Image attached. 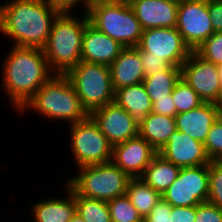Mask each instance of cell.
I'll return each mask as SVG.
<instances>
[{
  "label": "cell",
  "instance_id": "1",
  "mask_svg": "<svg viewBox=\"0 0 222 222\" xmlns=\"http://www.w3.org/2000/svg\"><path fill=\"white\" fill-rule=\"evenodd\" d=\"M59 13L48 0L6 1L0 4V32L12 46L44 49Z\"/></svg>",
  "mask_w": 222,
  "mask_h": 222
},
{
  "label": "cell",
  "instance_id": "2",
  "mask_svg": "<svg viewBox=\"0 0 222 222\" xmlns=\"http://www.w3.org/2000/svg\"><path fill=\"white\" fill-rule=\"evenodd\" d=\"M2 61V85L18 112L53 76L44 50L11 46Z\"/></svg>",
  "mask_w": 222,
  "mask_h": 222
},
{
  "label": "cell",
  "instance_id": "3",
  "mask_svg": "<svg viewBox=\"0 0 222 222\" xmlns=\"http://www.w3.org/2000/svg\"><path fill=\"white\" fill-rule=\"evenodd\" d=\"M82 19L60 12L55 18L46 46L45 58L54 74L65 75L81 61L83 35L89 23L86 13Z\"/></svg>",
  "mask_w": 222,
  "mask_h": 222
},
{
  "label": "cell",
  "instance_id": "4",
  "mask_svg": "<svg viewBox=\"0 0 222 222\" xmlns=\"http://www.w3.org/2000/svg\"><path fill=\"white\" fill-rule=\"evenodd\" d=\"M28 109L37 111L44 118L67 121L70 125L89 116L70 80L60 74L53 75L18 112L24 113Z\"/></svg>",
  "mask_w": 222,
  "mask_h": 222
},
{
  "label": "cell",
  "instance_id": "5",
  "mask_svg": "<svg viewBox=\"0 0 222 222\" xmlns=\"http://www.w3.org/2000/svg\"><path fill=\"white\" fill-rule=\"evenodd\" d=\"M86 14L92 26L123 47L139 45L143 29L128 2L119 0L95 3Z\"/></svg>",
  "mask_w": 222,
  "mask_h": 222
},
{
  "label": "cell",
  "instance_id": "6",
  "mask_svg": "<svg viewBox=\"0 0 222 222\" xmlns=\"http://www.w3.org/2000/svg\"><path fill=\"white\" fill-rule=\"evenodd\" d=\"M76 176L65 182L80 196L109 201L126 195L131 179L112 161L78 168Z\"/></svg>",
  "mask_w": 222,
  "mask_h": 222
},
{
  "label": "cell",
  "instance_id": "7",
  "mask_svg": "<svg viewBox=\"0 0 222 222\" xmlns=\"http://www.w3.org/2000/svg\"><path fill=\"white\" fill-rule=\"evenodd\" d=\"M65 76L72 83L88 114L114 102L115 91L109 66L80 61Z\"/></svg>",
  "mask_w": 222,
  "mask_h": 222
},
{
  "label": "cell",
  "instance_id": "8",
  "mask_svg": "<svg viewBox=\"0 0 222 222\" xmlns=\"http://www.w3.org/2000/svg\"><path fill=\"white\" fill-rule=\"evenodd\" d=\"M69 127L70 147L77 168L111 161L112 145L90 116Z\"/></svg>",
  "mask_w": 222,
  "mask_h": 222
},
{
  "label": "cell",
  "instance_id": "9",
  "mask_svg": "<svg viewBox=\"0 0 222 222\" xmlns=\"http://www.w3.org/2000/svg\"><path fill=\"white\" fill-rule=\"evenodd\" d=\"M208 195L209 164L181 168L177 179L171 183L161 196L171 206L186 207L207 202Z\"/></svg>",
  "mask_w": 222,
  "mask_h": 222
},
{
  "label": "cell",
  "instance_id": "10",
  "mask_svg": "<svg viewBox=\"0 0 222 222\" xmlns=\"http://www.w3.org/2000/svg\"><path fill=\"white\" fill-rule=\"evenodd\" d=\"M181 78L204 102L222 105V84L218 65L192 51L181 66Z\"/></svg>",
  "mask_w": 222,
  "mask_h": 222
},
{
  "label": "cell",
  "instance_id": "11",
  "mask_svg": "<svg viewBox=\"0 0 222 222\" xmlns=\"http://www.w3.org/2000/svg\"><path fill=\"white\" fill-rule=\"evenodd\" d=\"M175 28L190 49L195 51L214 33L208 11V0L179 2Z\"/></svg>",
  "mask_w": 222,
  "mask_h": 222
},
{
  "label": "cell",
  "instance_id": "12",
  "mask_svg": "<svg viewBox=\"0 0 222 222\" xmlns=\"http://www.w3.org/2000/svg\"><path fill=\"white\" fill-rule=\"evenodd\" d=\"M138 46L149 52V56L163 59L176 67H181L192 52L175 27L143 30Z\"/></svg>",
  "mask_w": 222,
  "mask_h": 222
},
{
  "label": "cell",
  "instance_id": "13",
  "mask_svg": "<svg viewBox=\"0 0 222 222\" xmlns=\"http://www.w3.org/2000/svg\"><path fill=\"white\" fill-rule=\"evenodd\" d=\"M89 116L112 146L138 136V123L115 102L93 110Z\"/></svg>",
  "mask_w": 222,
  "mask_h": 222
},
{
  "label": "cell",
  "instance_id": "14",
  "mask_svg": "<svg viewBox=\"0 0 222 222\" xmlns=\"http://www.w3.org/2000/svg\"><path fill=\"white\" fill-rule=\"evenodd\" d=\"M158 154L180 168L197 167L211 162L204 143L179 130H175L169 136L167 143L158 151Z\"/></svg>",
  "mask_w": 222,
  "mask_h": 222
},
{
  "label": "cell",
  "instance_id": "15",
  "mask_svg": "<svg viewBox=\"0 0 222 222\" xmlns=\"http://www.w3.org/2000/svg\"><path fill=\"white\" fill-rule=\"evenodd\" d=\"M158 152L139 135L112 146L111 161L130 178H140Z\"/></svg>",
  "mask_w": 222,
  "mask_h": 222
},
{
  "label": "cell",
  "instance_id": "16",
  "mask_svg": "<svg viewBox=\"0 0 222 222\" xmlns=\"http://www.w3.org/2000/svg\"><path fill=\"white\" fill-rule=\"evenodd\" d=\"M143 30L175 27L179 2L171 0H131L128 2Z\"/></svg>",
  "mask_w": 222,
  "mask_h": 222
},
{
  "label": "cell",
  "instance_id": "17",
  "mask_svg": "<svg viewBox=\"0 0 222 222\" xmlns=\"http://www.w3.org/2000/svg\"><path fill=\"white\" fill-rule=\"evenodd\" d=\"M222 115V105L204 102L199 107L175 116L176 128L191 138L205 142L211 126Z\"/></svg>",
  "mask_w": 222,
  "mask_h": 222
},
{
  "label": "cell",
  "instance_id": "18",
  "mask_svg": "<svg viewBox=\"0 0 222 222\" xmlns=\"http://www.w3.org/2000/svg\"><path fill=\"white\" fill-rule=\"evenodd\" d=\"M124 47L116 40L86 25L81 51V61L110 66Z\"/></svg>",
  "mask_w": 222,
  "mask_h": 222
},
{
  "label": "cell",
  "instance_id": "19",
  "mask_svg": "<svg viewBox=\"0 0 222 222\" xmlns=\"http://www.w3.org/2000/svg\"><path fill=\"white\" fill-rule=\"evenodd\" d=\"M109 67L114 91L142 83L145 78L137 46L124 47Z\"/></svg>",
  "mask_w": 222,
  "mask_h": 222
},
{
  "label": "cell",
  "instance_id": "20",
  "mask_svg": "<svg viewBox=\"0 0 222 222\" xmlns=\"http://www.w3.org/2000/svg\"><path fill=\"white\" fill-rule=\"evenodd\" d=\"M64 198H50L34 202L33 210L34 222H69L76 214L75 191L65 183ZM67 193V195H66Z\"/></svg>",
  "mask_w": 222,
  "mask_h": 222
},
{
  "label": "cell",
  "instance_id": "21",
  "mask_svg": "<svg viewBox=\"0 0 222 222\" xmlns=\"http://www.w3.org/2000/svg\"><path fill=\"white\" fill-rule=\"evenodd\" d=\"M114 102L130 113L138 125L152 112V101L143 83L117 89Z\"/></svg>",
  "mask_w": 222,
  "mask_h": 222
},
{
  "label": "cell",
  "instance_id": "22",
  "mask_svg": "<svg viewBox=\"0 0 222 222\" xmlns=\"http://www.w3.org/2000/svg\"><path fill=\"white\" fill-rule=\"evenodd\" d=\"M175 130H177L175 117L151 112L139 124L138 135L158 152Z\"/></svg>",
  "mask_w": 222,
  "mask_h": 222
},
{
  "label": "cell",
  "instance_id": "23",
  "mask_svg": "<svg viewBox=\"0 0 222 222\" xmlns=\"http://www.w3.org/2000/svg\"><path fill=\"white\" fill-rule=\"evenodd\" d=\"M180 169V167L157 154L145 168L140 178L162 195L171 183L177 179Z\"/></svg>",
  "mask_w": 222,
  "mask_h": 222
},
{
  "label": "cell",
  "instance_id": "24",
  "mask_svg": "<svg viewBox=\"0 0 222 222\" xmlns=\"http://www.w3.org/2000/svg\"><path fill=\"white\" fill-rule=\"evenodd\" d=\"M180 78L181 67L171 66L159 73H154L145 77L142 83L153 102L162 98H170V95Z\"/></svg>",
  "mask_w": 222,
  "mask_h": 222
},
{
  "label": "cell",
  "instance_id": "25",
  "mask_svg": "<svg viewBox=\"0 0 222 222\" xmlns=\"http://www.w3.org/2000/svg\"><path fill=\"white\" fill-rule=\"evenodd\" d=\"M126 195L142 218L147 216L162 198L159 192L155 191L141 178H131L129 180Z\"/></svg>",
  "mask_w": 222,
  "mask_h": 222
},
{
  "label": "cell",
  "instance_id": "26",
  "mask_svg": "<svg viewBox=\"0 0 222 222\" xmlns=\"http://www.w3.org/2000/svg\"><path fill=\"white\" fill-rule=\"evenodd\" d=\"M76 212L85 222H112L107 201L82 197L75 192Z\"/></svg>",
  "mask_w": 222,
  "mask_h": 222
},
{
  "label": "cell",
  "instance_id": "27",
  "mask_svg": "<svg viewBox=\"0 0 222 222\" xmlns=\"http://www.w3.org/2000/svg\"><path fill=\"white\" fill-rule=\"evenodd\" d=\"M171 96L174 100L177 114L190 111L204 103L182 78L176 83Z\"/></svg>",
  "mask_w": 222,
  "mask_h": 222
},
{
  "label": "cell",
  "instance_id": "28",
  "mask_svg": "<svg viewBox=\"0 0 222 222\" xmlns=\"http://www.w3.org/2000/svg\"><path fill=\"white\" fill-rule=\"evenodd\" d=\"M112 222H143L127 195L107 201Z\"/></svg>",
  "mask_w": 222,
  "mask_h": 222
},
{
  "label": "cell",
  "instance_id": "29",
  "mask_svg": "<svg viewBox=\"0 0 222 222\" xmlns=\"http://www.w3.org/2000/svg\"><path fill=\"white\" fill-rule=\"evenodd\" d=\"M195 52L215 65L222 64V32H214Z\"/></svg>",
  "mask_w": 222,
  "mask_h": 222
},
{
  "label": "cell",
  "instance_id": "30",
  "mask_svg": "<svg viewBox=\"0 0 222 222\" xmlns=\"http://www.w3.org/2000/svg\"><path fill=\"white\" fill-rule=\"evenodd\" d=\"M208 202L222 208V163H209V195Z\"/></svg>",
  "mask_w": 222,
  "mask_h": 222
},
{
  "label": "cell",
  "instance_id": "31",
  "mask_svg": "<svg viewBox=\"0 0 222 222\" xmlns=\"http://www.w3.org/2000/svg\"><path fill=\"white\" fill-rule=\"evenodd\" d=\"M204 147L211 161L222 159V115L211 126Z\"/></svg>",
  "mask_w": 222,
  "mask_h": 222
},
{
  "label": "cell",
  "instance_id": "32",
  "mask_svg": "<svg viewBox=\"0 0 222 222\" xmlns=\"http://www.w3.org/2000/svg\"><path fill=\"white\" fill-rule=\"evenodd\" d=\"M137 51L139 52L141 58L145 77L150 76L154 73H159L164 69H168L171 67V65L167 61L159 59L155 56H149V52L143 51L139 46H137Z\"/></svg>",
  "mask_w": 222,
  "mask_h": 222
},
{
  "label": "cell",
  "instance_id": "33",
  "mask_svg": "<svg viewBox=\"0 0 222 222\" xmlns=\"http://www.w3.org/2000/svg\"><path fill=\"white\" fill-rule=\"evenodd\" d=\"M194 222H222V208L210 202H201L196 205Z\"/></svg>",
  "mask_w": 222,
  "mask_h": 222
},
{
  "label": "cell",
  "instance_id": "34",
  "mask_svg": "<svg viewBox=\"0 0 222 222\" xmlns=\"http://www.w3.org/2000/svg\"><path fill=\"white\" fill-rule=\"evenodd\" d=\"M171 209V204L161 198L151 212L143 218V222H171Z\"/></svg>",
  "mask_w": 222,
  "mask_h": 222
},
{
  "label": "cell",
  "instance_id": "35",
  "mask_svg": "<svg viewBox=\"0 0 222 222\" xmlns=\"http://www.w3.org/2000/svg\"><path fill=\"white\" fill-rule=\"evenodd\" d=\"M196 206L176 207L171 209V222H194Z\"/></svg>",
  "mask_w": 222,
  "mask_h": 222
},
{
  "label": "cell",
  "instance_id": "36",
  "mask_svg": "<svg viewBox=\"0 0 222 222\" xmlns=\"http://www.w3.org/2000/svg\"><path fill=\"white\" fill-rule=\"evenodd\" d=\"M152 112L160 115L175 117L177 115L174 100L170 98H162L152 102Z\"/></svg>",
  "mask_w": 222,
  "mask_h": 222
},
{
  "label": "cell",
  "instance_id": "37",
  "mask_svg": "<svg viewBox=\"0 0 222 222\" xmlns=\"http://www.w3.org/2000/svg\"><path fill=\"white\" fill-rule=\"evenodd\" d=\"M208 11L214 32H222V0H208Z\"/></svg>",
  "mask_w": 222,
  "mask_h": 222
},
{
  "label": "cell",
  "instance_id": "38",
  "mask_svg": "<svg viewBox=\"0 0 222 222\" xmlns=\"http://www.w3.org/2000/svg\"><path fill=\"white\" fill-rule=\"evenodd\" d=\"M48 2L59 12L71 13V11H74L73 8L78 6V4H82L84 8L82 10L83 13H87L88 11V0H48Z\"/></svg>",
  "mask_w": 222,
  "mask_h": 222
},
{
  "label": "cell",
  "instance_id": "39",
  "mask_svg": "<svg viewBox=\"0 0 222 222\" xmlns=\"http://www.w3.org/2000/svg\"><path fill=\"white\" fill-rule=\"evenodd\" d=\"M119 0H88V9L90 8L91 5L99 2H115Z\"/></svg>",
  "mask_w": 222,
  "mask_h": 222
},
{
  "label": "cell",
  "instance_id": "40",
  "mask_svg": "<svg viewBox=\"0 0 222 222\" xmlns=\"http://www.w3.org/2000/svg\"><path fill=\"white\" fill-rule=\"evenodd\" d=\"M69 222H85L82 217L76 212V214L70 219Z\"/></svg>",
  "mask_w": 222,
  "mask_h": 222
},
{
  "label": "cell",
  "instance_id": "41",
  "mask_svg": "<svg viewBox=\"0 0 222 222\" xmlns=\"http://www.w3.org/2000/svg\"><path fill=\"white\" fill-rule=\"evenodd\" d=\"M219 68V72H220V80H221V84H222V64L218 66Z\"/></svg>",
  "mask_w": 222,
  "mask_h": 222
}]
</instances>
